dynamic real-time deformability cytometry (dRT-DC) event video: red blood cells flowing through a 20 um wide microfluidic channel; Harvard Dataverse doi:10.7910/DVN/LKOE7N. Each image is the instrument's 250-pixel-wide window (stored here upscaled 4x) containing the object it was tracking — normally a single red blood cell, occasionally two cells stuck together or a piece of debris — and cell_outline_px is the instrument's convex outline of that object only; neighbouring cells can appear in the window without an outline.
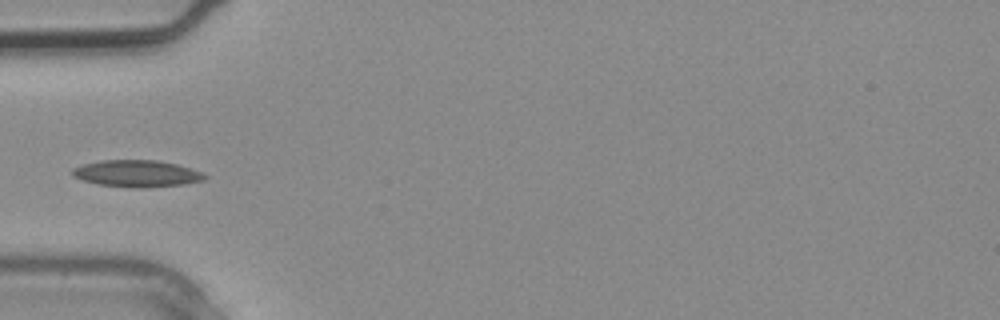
{"species": "common noctule bat (a hibernating species)", "species_latin": "Nyctalus noctula", "temperature_condition": "warm", "stored_images_in_passage": 2, "camera_frame_rate_fps": 3000, "um_per_image_px": 0.085, "animal": {"sex": "male", "body_mass_g": 20.4}, "frame": {"image": 1, "passage_image": 2, "time_ms": 0.333, "image_size_px": [1000, 320], "cell_outline_px": [[208, 176], [204, 180], [184, 184], [140, 188], [136, 188], [96, 184], [72, 176], [68, 172], [72, 168], [84, 164], [100, 160], [156, 160], [176, 164], [204, 172]], "centroid_in_image_um": [11.61, 14.75], "position_along_channel_um": 73.4, "area_um2": 20.81}}